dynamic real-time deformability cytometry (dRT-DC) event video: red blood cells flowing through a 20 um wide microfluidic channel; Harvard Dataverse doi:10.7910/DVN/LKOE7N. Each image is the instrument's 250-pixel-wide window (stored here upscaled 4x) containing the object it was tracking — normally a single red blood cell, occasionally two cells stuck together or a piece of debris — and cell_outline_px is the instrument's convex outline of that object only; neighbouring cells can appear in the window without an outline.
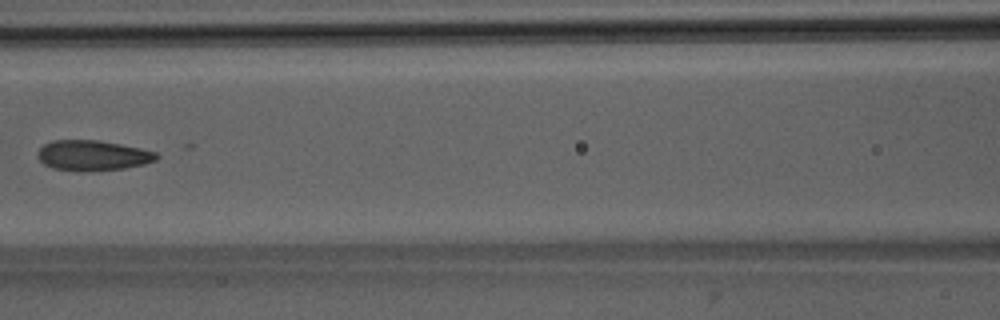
{"species": "Egyptian fruit bat (a non-hibernating species)", "species_latin": "Rousettus aegyptiacus", "temperature_condition": "room temperature", "stored_images_in_passage": 6, "camera_frame_rate_fps": 3000, "um_per_image_px": 0.085, "animal": {"sex": "male"}, "frame": {"image": 1, "passage_image": 6, "time_ms": 5.667, "image_size_px": [1000, 320], "cell_outline_px": [[160, 156], [156, 160], [144, 164], [124, 168], [52, 168], [44, 164], [36, 156], [36, 152], [44, 144], [52, 140], [100, 140], [140, 148], [156, 152]], "centroid_in_image_um": [7.88, 13.15], "position_along_channel_um": 158.7, "area_um2": 20.11}}